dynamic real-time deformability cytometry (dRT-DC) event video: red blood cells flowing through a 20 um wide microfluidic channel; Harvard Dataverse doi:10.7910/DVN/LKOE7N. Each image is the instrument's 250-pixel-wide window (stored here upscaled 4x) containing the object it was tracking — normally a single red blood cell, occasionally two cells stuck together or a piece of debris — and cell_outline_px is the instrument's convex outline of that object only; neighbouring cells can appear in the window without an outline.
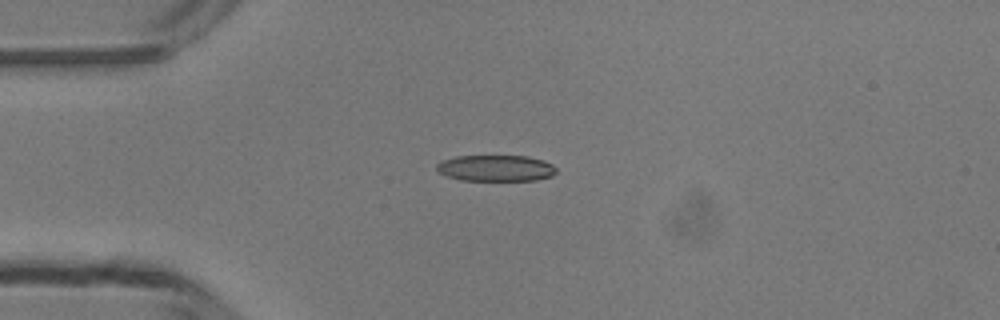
{"species": "common noctule bat (a hibernating species)", "species_latin": "Nyctalus noctula", "temperature_condition": "room temperature", "stored_images_in_passage": 37, "camera_frame_rate_fps": 3000, "um_per_image_px": 0.085, "animal": {"sex": "male", "body_mass_g": 13.3}, "frame": {"image": 1, "passage_image": 1, "time_ms": 0.0, "image_size_px": [1000, 320], "cell_outline_px": [[556, 172], [552, 176], [536, 180], [460, 180], [448, 176], [440, 172], [436, 168], [436, 164], [444, 160], [456, 156], [528, 156], [544, 160], [552, 164], [556, 168]], "centroid_in_image_um": [42.18, 14.29], "position_along_channel_um": 42.8, "area_um2": 18.21}}
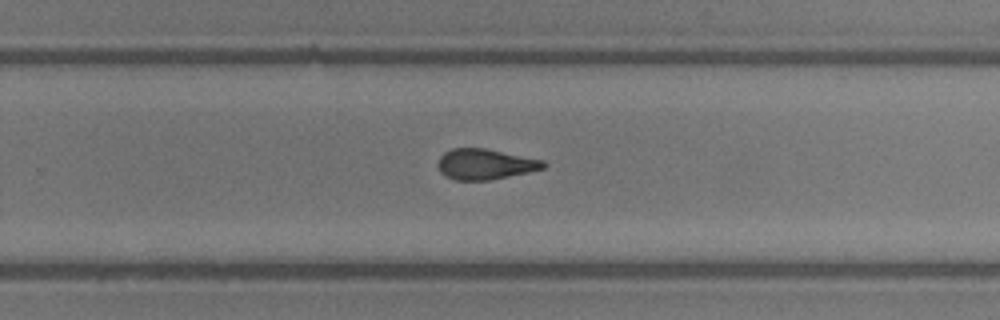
{"frame": {"image": 2, "passage_image": 20, "time_ms": 6.333, "image_size_px": [1000, 320], "cell_outline_px": [[548, 164], [544, 168], [528, 172], [488, 180], [456, 180], [444, 176], [440, 172], [436, 164], [440, 156], [444, 152], [452, 148], [484, 148], [544, 160]], "centroid_in_image_um": [41.2, 13.95], "position_along_channel_um": 288.6, "area_um2": 18.84}}
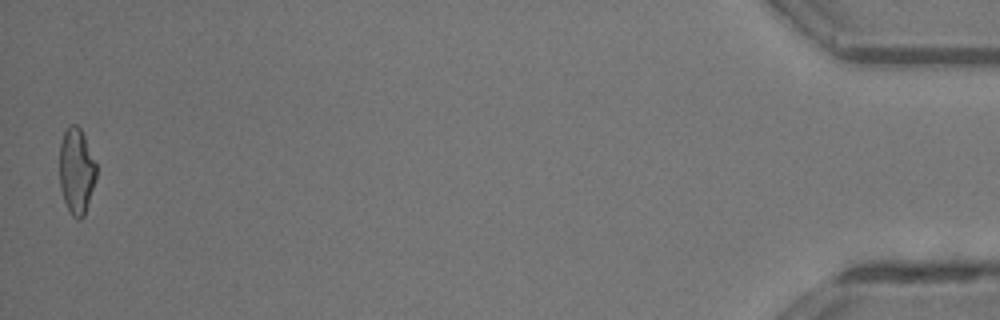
{"frame": {"image": 3, "passage_image": 37, "time_ms": 12.0, "image_size_px": [1000, 320], "cell_outline_px": [[96, 180], [84, 216], [80, 220], [76, 220], [72, 216], [64, 200], [60, 188], [60, 144], [64, 132], [68, 124], [76, 124], [80, 128], [84, 136], [96, 164]], "centroid_in_image_um": [6.5, 14.55], "position_along_channel_um": 428.7, "area_um2": 18.44}, "authors_computed_cell_mechanics": {"area_um2": 19.1896, "velocity_mm_per_s": 4.2297, "shape_relaxation_time_tau1_ms": 9.6332, "shape_relaxation_time_tau2_ms": 2.2894, "deformation_change_tau1": 0.2107, "deformation_change_tau2": 0.1094}}